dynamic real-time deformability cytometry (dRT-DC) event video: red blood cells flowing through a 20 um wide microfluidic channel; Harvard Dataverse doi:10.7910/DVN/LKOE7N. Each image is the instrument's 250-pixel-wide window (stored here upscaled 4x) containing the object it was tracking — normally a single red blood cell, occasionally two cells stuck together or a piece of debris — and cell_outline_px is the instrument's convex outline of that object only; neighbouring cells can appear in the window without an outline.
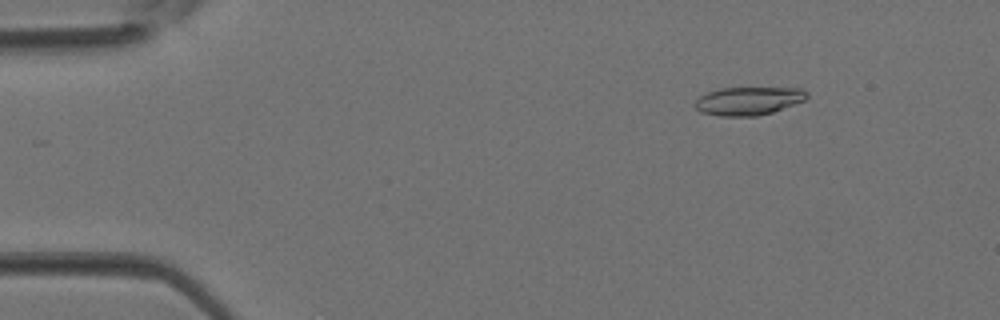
{"species": "Egyptian fruit bat (a non-hibernating species)", "species_latin": "Rousettus aegyptiacus", "temperature_condition": "room temperature", "stored_images_in_passage": 5, "camera_frame_rate_fps": 3000, "um_per_image_px": 0.085, "animal": {"sex": "female"}, "frame": {"image": 1, "passage_image": 2, "time_ms": 0.333, "image_size_px": [1000, 320], "cell_outline_px": [[808, 96], [804, 100], [772, 112], [756, 116], [720, 116], [700, 112], [696, 108], [696, 100], [700, 96], [708, 92], [720, 88], [800, 88], [808, 92]], "centroid_in_image_um": [63.61, 8.57], "position_along_channel_um": 21.4, "area_um2": 18.21}}
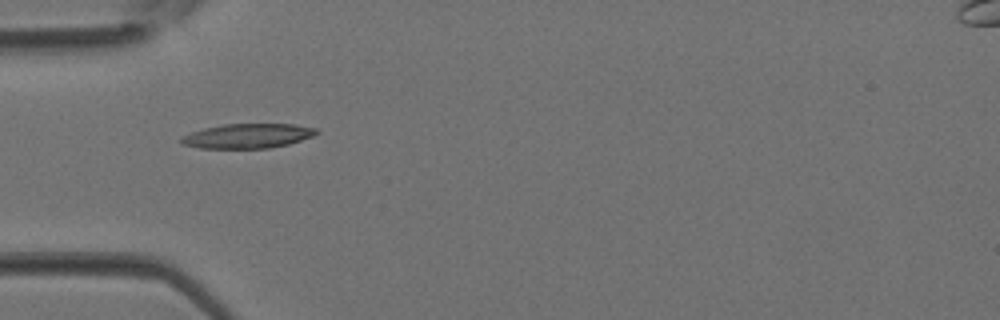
{"frame": {"image": 2, "passage_image": 4, "time_ms": 1.0, "image_size_px": [1000, 320], "cell_outline_px": [[320, 132], [312, 136], [288, 144], [268, 148], [200, 148], [180, 144], [180, 140], [184, 136], [192, 132], [204, 128], [224, 124], [292, 124], [316, 128]], "centroid_in_image_um": [21.05, 11.55], "position_along_channel_um": 64.0, "area_um2": 19.19}}
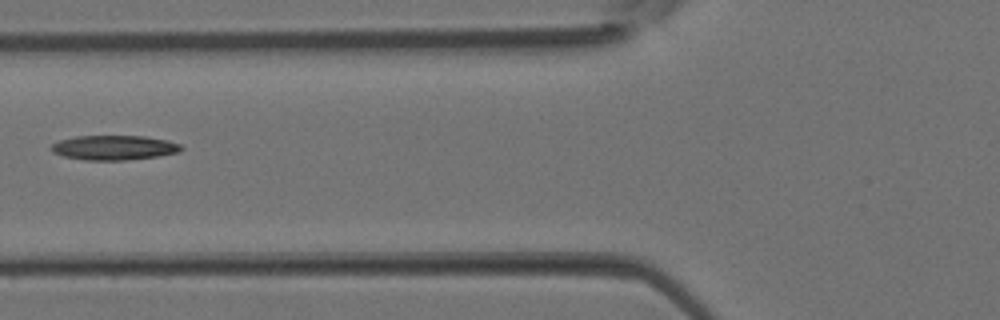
{"frame": {"image": 3, "passage_image": 5, "time_ms": 1.333, "image_size_px": [1000, 320], "cell_outline_px": [[184, 148], [180, 152], [156, 156], [124, 160], [84, 160], [64, 156], [52, 152], [48, 148], [52, 144], [60, 140], [76, 136], [144, 136], [168, 140], [180, 144]], "centroid_in_image_um": [9.68, 12.54], "position_along_channel_um": 116.1, "area_um2": 18.67}}